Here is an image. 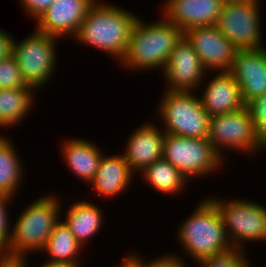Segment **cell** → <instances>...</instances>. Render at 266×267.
I'll return each mask as SVG.
<instances>
[{"mask_svg":"<svg viewBox=\"0 0 266 267\" xmlns=\"http://www.w3.org/2000/svg\"><path fill=\"white\" fill-rule=\"evenodd\" d=\"M135 14L113 2L97 0L88 10L73 40L95 48L120 63L139 19Z\"/></svg>","mask_w":266,"mask_h":267,"instance_id":"obj_1","label":"cell"},{"mask_svg":"<svg viewBox=\"0 0 266 267\" xmlns=\"http://www.w3.org/2000/svg\"><path fill=\"white\" fill-rule=\"evenodd\" d=\"M184 36V32L176 25L161 18L153 23L137 20L128 42L126 53L119 63L127 71L163 72L176 44Z\"/></svg>","mask_w":266,"mask_h":267,"instance_id":"obj_2","label":"cell"},{"mask_svg":"<svg viewBox=\"0 0 266 267\" xmlns=\"http://www.w3.org/2000/svg\"><path fill=\"white\" fill-rule=\"evenodd\" d=\"M192 214L179 224L176 238L183 253L196 263L231 250L221 215L206 196L198 201Z\"/></svg>","mask_w":266,"mask_h":267,"instance_id":"obj_3","label":"cell"},{"mask_svg":"<svg viewBox=\"0 0 266 267\" xmlns=\"http://www.w3.org/2000/svg\"><path fill=\"white\" fill-rule=\"evenodd\" d=\"M56 194L42 195L24 207L14 224L11 222V240L4 253L28 258L30 254L42 252L55 225L63 216L61 209H64V205Z\"/></svg>","mask_w":266,"mask_h":267,"instance_id":"obj_4","label":"cell"},{"mask_svg":"<svg viewBox=\"0 0 266 267\" xmlns=\"http://www.w3.org/2000/svg\"><path fill=\"white\" fill-rule=\"evenodd\" d=\"M196 93L162 91L156 112L165 133L207 139L210 116Z\"/></svg>","mask_w":266,"mask_h":267,"instance_id":"obj_5","label":"cell"},{"mask_svg":"<svg viewBox=\"0 0 266 267\" xmlns=\"http://www.w3.org/2000/svg\"><path fill=\"white\" fill-rule=\"evenodd\" d=\"M207 197L218 209L233 248L245 249L246 243L266 242V206L238 197L229 200L214 195Z\"/></svg>","mask_w":266,"mask_h":267,"instance_id":"obj_6","label":"cell"},{"mask_svg":"<svg viewBox=\"0 0 266 267\" xmlns=\"http://www.w3.org/2000/svg\"><path fill=\"white\" fill-rule=\"evenodd\" d=\"M59 40L61 39L37 29L21 41L14 39L12 56L18 63L27 85L41 90L49 81L51 82L53 74L57 71Z\"/></svg>","mask_w":266,"mask_h":267,"instance_id":"obj_7","label":"cell"},{"mask_svg":"<svg viewBox=\"0 0 266 267\" xmlns=\"http://www.w3.org/2000/svg\"><path fill=\"white\" fill-rule=\"evenodd\" d=\"M207 139L216 152L223 159L225 157V161H227L225 150L239 154L241 152L246 156H257L261 151H266V146L257 136L247 106L235 112L210 117Z\"/></svg>","mask_w":266,"mask_h":267,"instance_id":"obj_8","label":"cell"},{"mask_svg":"<svg viewBox=\"0 0 266 267\" xmlns=\"http://www.w3.org/2000/svg\"><path fill=\"white\" fill-rule=\"evenodd\" d=\"M162 158L176 167L189 181L218 173L223 159L208 139L165 133ZM218 170V171H217Z\"/></svg>","mask_w":266,"mask_h":267,"instance_id":"obj_9","label":"cell"},{"mask_svg":"<svg viewBox=\"0 0 266 267\" xmlns=\"http://www.w3.org/2000/svg\"><path fill=\"white\" fill-rule=\"evenodd\" d=\"M261 0L223 3L216 27L238 49H260L262 43Z\"/></svg>","mask_w":266,"mask_h":267,"instance_id":"obj_10","label":"cell"},{"mask_svg":"<svg viewBox=\"0 0 266 267\" xmlns=\"http://www.w3.org/2000/svg\"><path fill=\"white\" fill-rule=\"evenodd\" d=\"M184 37L209 74L230 72L238 49L215 25L188 29L184 32Z\"/></svg>","mask_w":266,"mask_h":267,"instance_id":"obj_11","label":"cell"},{"mask_svg":"<svg viewBox=\"0 0 266 267\" xmlns=\"http://www.w3.org/2000/svg\"><path fill=\"white\" fill-rule=\"evenodd\" d=\"M166 91L198 92L209 74L203 68L196 51L183 36L174 47L161 73Z\"/></svg>","mask_w":266,"mask_h":267,"instance_id":"obj_12","label":"cell"},{"mask_svg":"<svg viewBox=\"0 0 266 267\" xmlns=\"http://www.w3.org/2000/svg\"><path fill=\"white\" fill-rule=\"evenodd\" d=\"M97 0H55L35 22V29L62 39L74 38Z\"/></svg>","mask_w":266,"mask_h":267,"instance_id":"obj_13","label":"cell"},{"mask_svg":"<svg viewBox=\"0 0 266 267\" xmlns=\"http://www.w3.org/2000/svg\"><path fill=\"white\" fill-rule=\"evenodd\" d=\"M223 0H164L160 14L185 32L200 26L216 25Z\"/></svg>","mask_w":266,"mask_h":267,"instance_id":"obj_14","label":"cell"},{"mask_svg":"<svg viewBox=\"0 0 266 267\" xmlns=\"http://www.w3.org/2000/svg\"><path fill=\"white\" fill-rule=\"evenodd\" d=\"M164 139L165 132L153 121L143 123L128 136L122 155L135 175L162 158Z\"/></svg>","mask_w":266,"mask_h":267,"instance_id":"obj_15","label":"cell"},{"mask_svg":"<svg viewBox=\"0 0 266 267\" xmlns=\"http://www.w3.org/2000/svg\"><path fill=\"white\" fill-rule=\"evenodd\" d=\"M230 73L240 86L245 105L266 94V47L238 50Z\"/></svg>","mask_w":266,"mask_h":267,"instance_id":"obj_16","label":"cell"},{"mask_svg":"<svg viewBox=\"0 0 266 267\" xmlns=\"http://www.w3.org/2000/svg\"><path fill=\"white\" fill-rule=\"evenodd\" d=\"M211 77L201 83L204 86L199 96L210 117L235 112L246 106L241 97L240 86L230 72H213Z\"/></svg>","mask_w":266,"mask_h":267,"instance_id":"obj_17","label":"cell"},{"mask_svg":"<svg viewBox=\"0 0 266 267\" xmlns=\"http://www.w3.org/2000/svg\"><path fill=\"white\" fill-rule=\"evenodd\" d=\"M107 155V156H106ZM104 154L94 178L89 183L95 191L94 194L102 198L120 196L126 192L133 182L135 174L121 153Z\"/></svg>","mask_w":266,"mask_h":267,"instance_id":"obj_18","label":"cell"},{"mask_svg":"<svg viewBox=\"0 0 266 267\" xmlns=\"http://www.w3.org/2000/svg\"><path fill=\"white\" fill-rule=\"evenodd\" d=\"M63 141L60 145L63 163L75 177L89 185L105 154L103 149L92 141L78 137L65 138Z\"/></svg>","mask_w":266,"mask_h":267,"instance_id":"obj_19","label":"cell"},{"mask_svg":"<svg viewBox=\"0 0 266 267\" xmlns=\"http://www.w3.org/2000/svg\"><path fill=\"white\" fill-rule=\"evenodd\" d=\"M66 210L64 211L66 217L62 220L69 227L76 240L85 248L88 242L102 230L105 214L96 203L86 200L74 201Z\"/></svg>","mask_w":266,"mask_h":267,"instance_id":"obj_20","label":"cell"},{"mask_svg":"<svg viewBox=\"0 0 266 267\" xmlns=\"http://www.w3.org/2000/svg\"><path fill=\"white\" fill-rule=\"evenodd\" d=\"M34 87L0 89V128H10L22 123L34 108Z\"/></svg>","mask_w":266,"mask_h":267,"instance_id":"obj_21","label":"cell"},{"mask_svg":"<svg viewBox=\"0 0 266 267\" xmlns=\"http://www.w3.org/2000/svg\"><path fill=\"white\" fill-rule=\"evenodd\" d=\"M19 152L10 137L0 135V194L17 199V193L22 187L24 167Z\"/></svg>","mask_w":266,"mask_h":267,"instance_id":"obj_22","label":"cell"},{"mask_svg":"<svg viewBox=\"0 0 266 267\" xmlns=\"http://www.w3.org/2000/svg\"><path fill=\"white\" fill-rule=\"evenodd\" d=\"M138 175H141L143 182L146 181L154 191L163 195H180L190 183L189 179L164 158L148 165Z\"/></svg>","mask_w":266,"mask_h":267,"instance_id":"obj_23","label":"cell"},{"mask_svg":"<svg viewBox=\"0 0 266 267\" xmlns=\"http://www.w3.org/2000/svg\"><path fill=\"white\" fill-rule=\"evenodd\" d=\"M83 250L84 247L76 240L65 222L60 219L51 232L42 252L49 255V259L46 258V260L72 262L83 267L80 263Z\"/></svg>","mask_w":266,"mask_h":267,"instance_id":"obj_24","label":"cell"},{"mask_svg":"<svg viewBox=\"0 0 266 267\" xmlns=\"http://www.w3.org/2000/svg\"><path fill=\"white\" fill-rule=\"evenodd\" d=\"M246 250L232 248L225 253L202 259L197 265L199 267H253Z\"/></svg>","mask_w":266,"mask_h":267,"instance_id":"obj_25","label":"cell"},{"mask_svg":"<svg viewBox=\"0 0 266 267\" xmlns=\"http://www.w3.org/2000/svg\"><path fill=\"white\" fill-rule=\"evenodd\" d=\"M30 87L23 80L18 63L12 55L0 60V89Z\"/></svg>","mask_w":266,"mask_h":267,"instance_id":"obj_26","label":"cell"},{"mask_svg":"<svg viewBox=\"0 0 266 267\" xmlns=\"http://www.w3.org/2000/svg\"><path fill=\"white\" fill-rule=\"evenodd\" d=\"M246 106L254 121L257 136L266 146V94L254 98Z\"/></svg>","mask_w":266,"mask_h":267,"instance_id":"obj_27","label":"cell"},{"mask_svg":"<svg viewBox=\"0 0 266 267\" xmlns=\"http://www.w3.org/2000/svg\"><path fill=\"white\" fill-rule=\"evenodd\" d=\"M15 198L0 194V252H5L8 249L11 240V218L9 219L10 204L14 202Z\"/></svg>","mask_w":266,"mask_h":267,"instance_id":"obj_28","label":"cell"},{"mask_svg":"<svg viewBox=\"0 0 266 267\" xmlns=\"http://www.w3.org/2000/svg\"><path fill=\"white\" fill-rule=\"evenodd\" d=\"M55 0H19L25 14L36 21Z\"/></svg>","mask_w":266,"mask_h":267,"instance_id":"obj_29","label":"cell"},{"mask_svg":"<svg viewBox=\"0 0 266 267\" xmlns=\"http://www.w3.org/2000/svg\"><path fill=\"white\" fill-rule=\"evenodd\" d=\"M181 256V257H180ZM177 253H164L160 257L149 260V267H188V262L182 258V255Z\"/></svg>","mask_w":266,"mask_h":267,"instance_id":"obj_30","label":"cell"},{"mask_svg":"<svg viewBox=\"0 0 266 267\" xmlns=\"http://www.w3.org/2000/svg\"><path fill=\"white\" fill-rule=\"evenodd\" d=\"M15 37L0 28V60L12 55V47Z\"/></svg>","mask_w":266,"mask_h":267,"instance_id":"obj_31","label":"cell"},{"mask_svg":"<svg viewBox=\"0 0 266 267\" xmlns=\"http://www.w3.org/2000/svg\"><path fill=\"white\" fill-rule=\"evenodd\" d=\"M27 257L7 255L0 252V267H30Z\"/></svg>","mask_w":266,"mask_h":267,"instance_id":"obj_32","label":"cell"},{"mask_svg":"<svg viewBox=\"0 0 266 267\" xmlns=\"http://www.w3.org/2000/svg\"><path fill=\"white\" fill-rule=\"evenodd\" d=\"M118 267H149V262L144 257L129 252L126 257L122 258Z\"/></svg>","mask_w":266,"mask_h":267,"instance_id":"obj_33","label":"cell"},{"mask_svg":"<svg viewBox=\"0 0 266 267\" xmlns=\"http://www.w3.org/2000/svg\"><path fill=\"white\" fill-rule=\"evenodd\" d=\"M40 265L41 266H38V267H81L77 263L64 262V261H51V260H46V259L44 263Z\"/></svg>","mask_w":266,"mask_h":267,"instance_id":"obj_34","label":"cell"},{"mask_svg":"<svg viewBox=\"0 0 266 267\" xmlns=\"http://www.w3.org/2000/svg\"><path fill=\"white\" fill-rule=\"evenodd\" d=\"M240 1H247V0H223L224 3H228V2H240Z\"/></svg>","mask_w":266,"mask_h":267,"instance_id":"obj_35","label":"cell"}]
</instances>
